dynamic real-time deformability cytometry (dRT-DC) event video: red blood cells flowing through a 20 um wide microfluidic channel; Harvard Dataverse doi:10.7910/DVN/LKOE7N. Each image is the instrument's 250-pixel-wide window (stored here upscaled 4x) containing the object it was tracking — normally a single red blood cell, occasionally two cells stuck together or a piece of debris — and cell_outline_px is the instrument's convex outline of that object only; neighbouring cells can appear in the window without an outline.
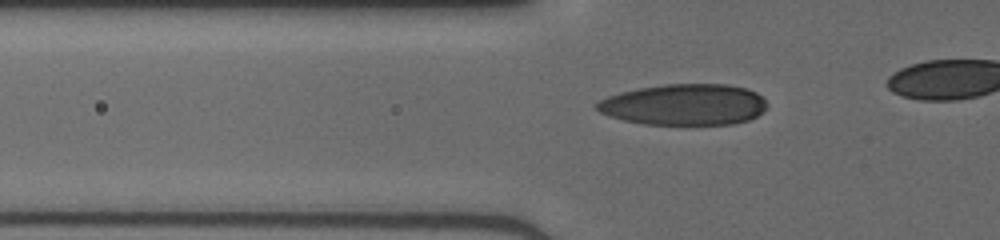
{"species": "human", "species_latin": "Homo sapiens", "temperature_condition": "cold", "stored_images_in_passage": 27, "camera_frame_rate_fps": 3000, "um_per_image_px": 0.085, "donor": {"sex": "male"}, "frame": {"image": 1, "passage_image": 3, "time_ms": 0.667, "image_size_px": [1000, 240], "cell_outline_px": [[768, 104], [756, 116], [748, 120], [732, 124], [644, 124], [624, 120], [600, 112], [592, 104], [608, 96], [620, 92], [640, 88], [664, 84], [728, 84], [748, 88], [756, 92]], "centroid_in_image_um": [58.15, 8.88], "position_along_channel_um": 67.6, "area_um2": 40.69}}
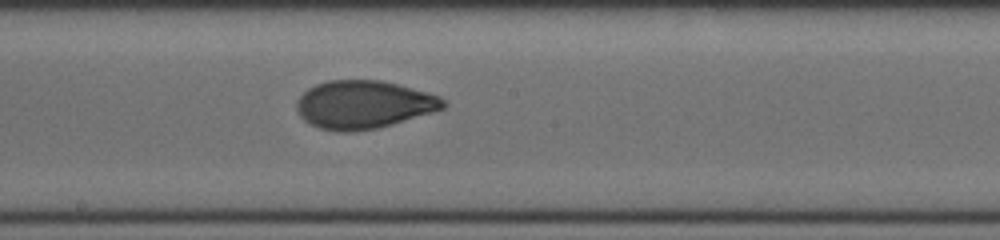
{"frame": {"image": 2, "passage_image": 14, "time_ms": 4.333, "image_size_px": [1000, 240], "cell_outline_px": [[448, 104], [444, 108], [432, 112], [392, 124], [376, 128], [348, 132], [336, 132], [320, 128], [304, 120], [300, 116], [296, 108], [296, 100], [308, 88], [316, 84], [328, 80], [380, 80], [428, 92], [440, 96]], "centroid_in_image_um": [30.89, 8.89], "position_along_channel_um": 217.3, "area_um2": 40.98}}
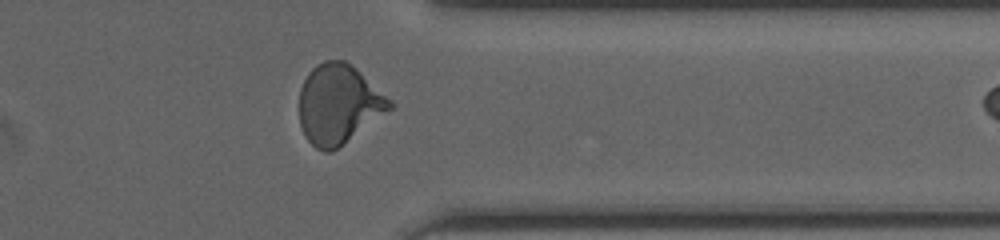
{"frame": {"image": 3, "passage_image": 26, "time_ms": 8.333, "image_size_px": [1000, 240], "cell_outline_px": [[396, 104], [392, 108], [332, 152], [324, 152], [316, 148], [304, 136], [300, 124], [300, 88], [308, 72], [316, 64], [324, 60], [344, 60], [356, 68], [392, 100]], "centroid_in_image_um": [28.77, 8.85], "position_along_channel_um": 382.6, "area_um2": 41.79}}